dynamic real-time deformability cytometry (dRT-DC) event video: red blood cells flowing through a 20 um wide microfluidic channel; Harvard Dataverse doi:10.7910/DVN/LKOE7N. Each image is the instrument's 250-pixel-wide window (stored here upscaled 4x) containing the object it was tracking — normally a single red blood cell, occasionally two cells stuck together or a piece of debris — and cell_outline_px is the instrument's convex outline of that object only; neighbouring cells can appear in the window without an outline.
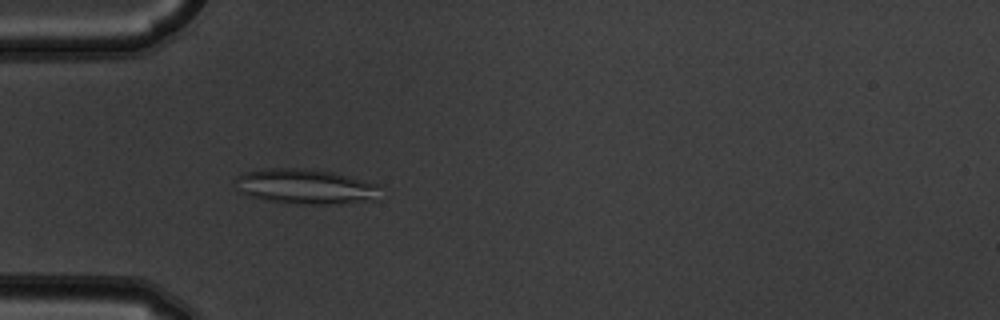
{"species": "common noctule bat (a hibernating species)", "species_latin": "Nyctalus noctula", "temperature_condition": "warm", "stored_images_in_passage": 5, "camera_frame_rate_fps": 3000, "um_per_image_px": 0.085, "animal": {"sex": "male", "body_mass_g": 19.5, "forearm_length_mm": 54.6}, "frame": {"image": 1, "passage_image": 5, "time_ms": 1.333, "image_size_px": [1000, 320], "cell_outline_px": [[380, 200], [344, 204], [292, 204], [268, 200], [248, 196], [236, 192], [236, 176], [240, 172], [264, 168], [312, 168], [336, 172], [376, 184]], "centroid_in_image_um": [25.93, 15.85], "position_along_channel_um": 59.1, "area_um2": 30.4}}